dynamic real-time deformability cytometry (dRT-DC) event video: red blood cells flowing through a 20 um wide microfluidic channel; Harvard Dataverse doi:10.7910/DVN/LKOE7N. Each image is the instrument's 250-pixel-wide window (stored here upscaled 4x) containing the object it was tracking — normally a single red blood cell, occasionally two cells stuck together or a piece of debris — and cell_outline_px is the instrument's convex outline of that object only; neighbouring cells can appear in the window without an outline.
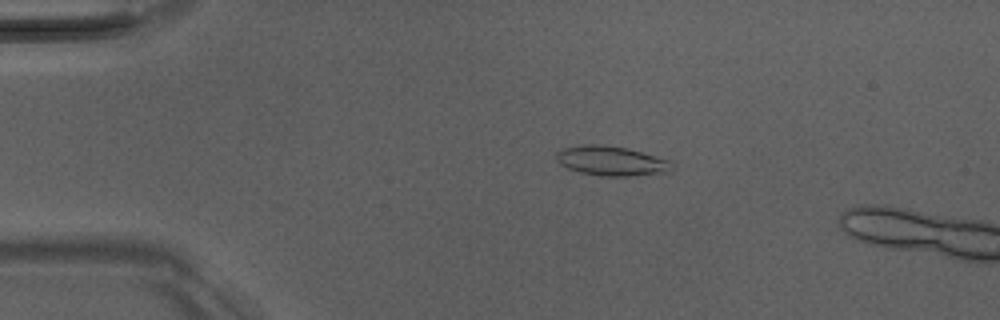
{"species": "Egyptian fruit bat (a non-hibernating species)", "species_latin": "Rousettus aegyptiacus", "temperature_condition": "room temperature", "stored_images_in_passage": 13, "camera_frame_rate_fps": 3000, "um_per_image_px": 0.085, "animal": {"sex": "male"}, "frame": {"image": 1, "passage_image": 10, "time_ms": 3.0, "image_size_px": [1000, 320], "cell_outline_px": [[668, 172], [628, 176], [600, 176], [580, 172], [568, 168], [560, 164], [556, 160], [556, 152], [564, 148], [580, 144], [600, 144], [628, 148], [668, 160]], "centroid_in_image_um": [51.86, 13.66], "position_along_channel_um": 33.1, "area_um2": 19.65}}